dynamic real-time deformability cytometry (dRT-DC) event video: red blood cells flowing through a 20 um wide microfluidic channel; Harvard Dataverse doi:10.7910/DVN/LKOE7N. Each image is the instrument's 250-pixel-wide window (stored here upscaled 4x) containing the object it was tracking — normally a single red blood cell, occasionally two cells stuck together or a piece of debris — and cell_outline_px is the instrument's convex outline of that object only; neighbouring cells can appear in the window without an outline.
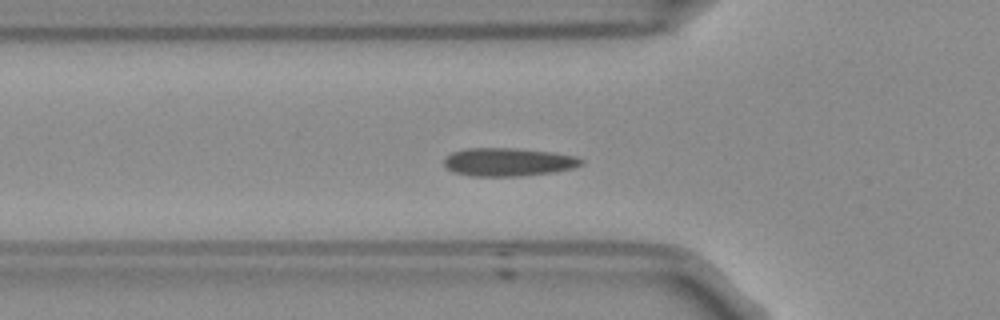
{"species": "Egyptian fruit bat (a non-hibernating species)", "species_latin": "Rousettus aegyptiacus", "temperature_condition": "room temperature", "stored_images_in_passage": 46, "camera_frame_rate_fps": 3000, "um_per_image_px": 0.085, "frame": {"image": 1, "passage_image": 9, "time_ms": 2.667, "image_size_px": [1000, 320], "cell_outline_px": [[584, 160], [580, 164], [572, 168], [552, 172], [520, 176], [472, 176], [452, 172], [444, 164], [444, 160], [452, 152], [468, 148], [516, 148], [552, 152], [576, 156]], "centroid_in_image_um": [43.18, 13.77], "position_along_channel_um": 82.6, "area_um2": 22.43}}
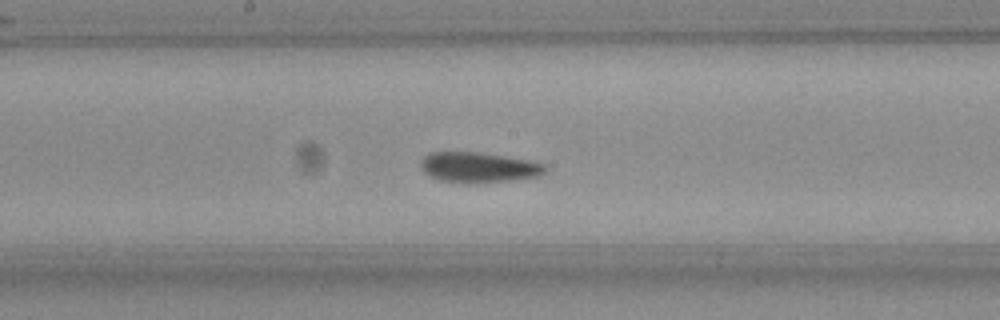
{"frame": {"image": 2, "passage_image": 19, "time_ms": 6.0, "image_size_px": [1000, 320], "cell_outline_px": [[544, 172], [536, 176], [512, 180], [468, 184], [440, 180], [424, 172], [420, 164], [420, 160], [424, 156], [432, 152], [476, 152], [504, 156], [528, 160], [544, 164]], "centroid_in_image_um": [40.63, 14.23], "position_along_channel_um": 207.6, "area_um2": 21.73}}
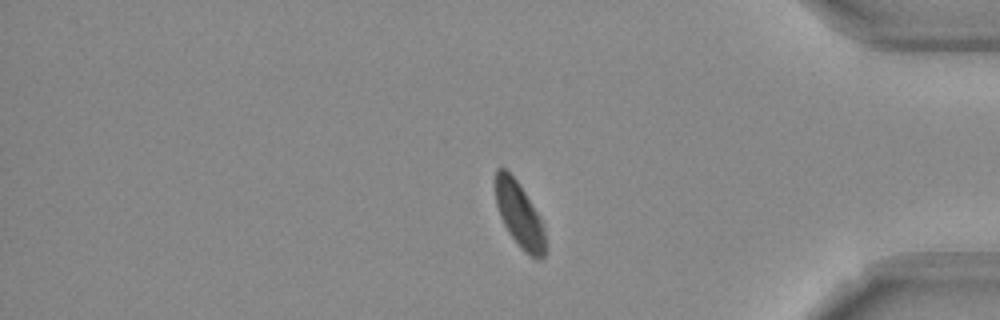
{"frame": {"image": 3, "passage_image": 36, "time_ms": 11.667, "image_size_px": [1000, 320], "cell_outline_px": [[544, 256], [540, 260], [536, 260], [528, 256], [524, 252], [508, 232], [500, 216], [496, 204], [496, 168], [504, 168], [516, 180], [524, 192], [536, 212], [544, 228]], "centroid_in_image_um": [44.13, 18.31], "position_along_channel_um": 391.1, "area_um2": 18.44}, "authors_computed_cell_mechanics": {"area_um2": 21.097, "velocity_mm_per_s": 3.7262, "shape_relaxation_time_tau1_ms": 7.0397, "shape_relaxation_time_tau2_ms": 0.6714, "deformation_change_tau1": 0.1265, "deformation_change_tau2": 0.0562}}